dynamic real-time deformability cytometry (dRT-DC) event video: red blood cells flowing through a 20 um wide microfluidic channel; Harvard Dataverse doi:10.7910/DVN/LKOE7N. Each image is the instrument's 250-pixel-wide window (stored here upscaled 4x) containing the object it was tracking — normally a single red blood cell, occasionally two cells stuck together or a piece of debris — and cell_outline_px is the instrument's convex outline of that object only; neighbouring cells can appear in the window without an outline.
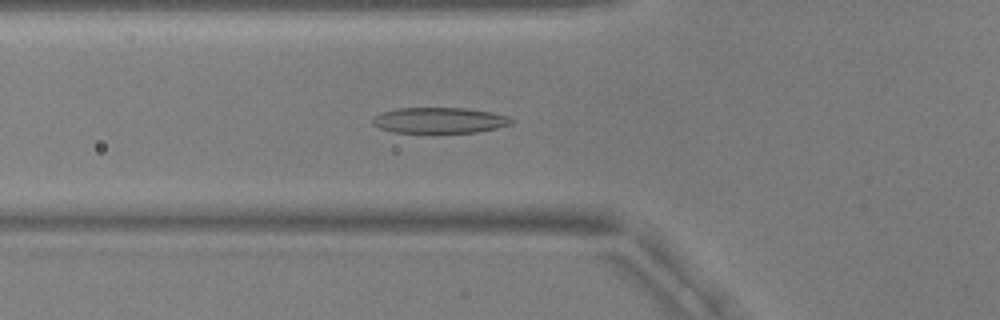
{"species": "common noctule bat (a hibernating species)", "species_latin": "Nyctalus noctula", "temperature_condition": "warm", "stored_images_in_passage": 54, "camera_frame_rate_fps": 3000, "um_per_image_px": 0.085, "animal": {"sex": "male", "body_mass_g": 17.9, "forearm_length_mm": 54.2}, "frame": {"image": 1, "passage_image": 19, "time_ms": 6.0, "image_size_px": [1000, 320], "cell_outline_px": [[512, 124], [496, 128], [476, 132], [392, 132], [380, 128], [372, 124], [372, 116], [380, 112], [396, 108], [464, 108], [492, 112], [508, 116], [512, 120]], "centroid_in_image_um": [37.3, 10.22], "position_along_channel_um": 88.5, "area_um2": 20.81}}
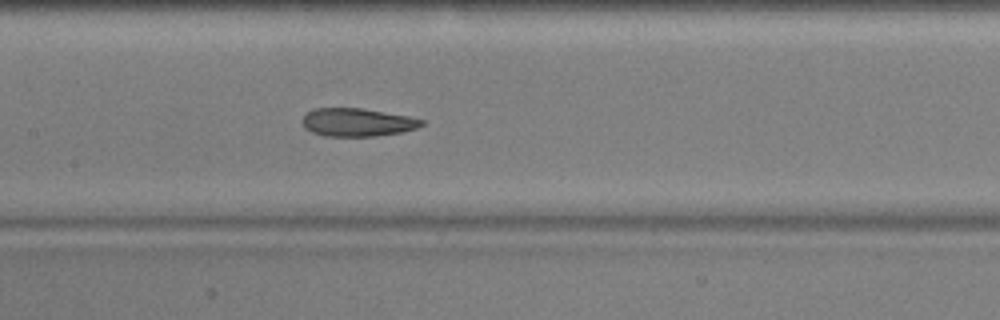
{"frame": {"image": 2, "passage_image": 26, "time_ms": 8.333, "image_size_px": [1000, 320], "cell_outline_px": [[424, 124], [416, 128], [400, 132], [376, 136], [324, 136], [312, 132], [304, 128], [300, 120], [312, 108], [360, 108], [408, 116], [424, 120]], "centroid_in_image_um": [30.32, 10.39], "position_along_channel_um": 177.1, "area_um2": 19.54}}
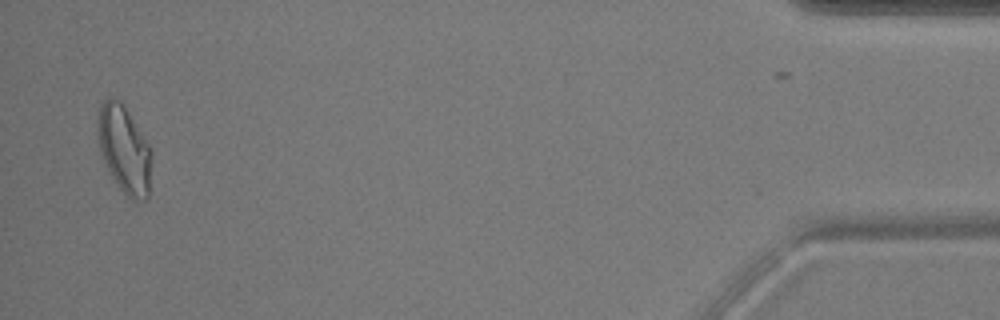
{"frame": {"image": 3, "passage_image": 52, "time_ms": 17.0, "image_size_px": [1000, 320], "cell_outline_px": [[148, 196], [144, 200], [132, 200], [120, 188], [112, 176], [104, 160], [100, 148], [96, 132], [96, 116], [100, 104], [104, 100], [112, 96], [120, 100], [148, 144]], "centroid_in_image_um": [10.47, 12.62], "position_along_channel_um": 424.7, "area_um2": 26.47}, "authors_computed_cell_mechanics": {"area_um2": 21.0103, "velocity_mm_per_s": 3.7534, "shape_relaxation_time_tau1_ms": 5.5391, "shape_relaxation_time_tau2_ms": 1.7579, "deformation_change_tau1": 0.1979, "deformation_change_tau2": 0.0904}}